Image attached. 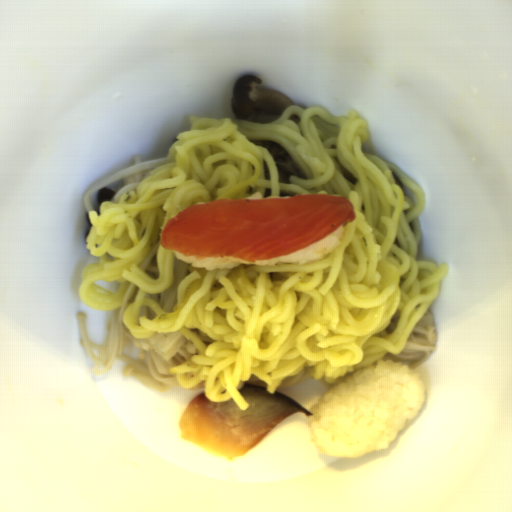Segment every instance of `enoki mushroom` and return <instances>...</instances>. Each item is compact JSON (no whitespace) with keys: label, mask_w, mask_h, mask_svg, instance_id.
Masks as SVG:
<instances>
[{"label":"enoki mushroom","mask_w":512,"mask_h":512,"mask_svg":"<svg viewBox=\"0 0 512 512\" xmlns=\"http://www.w3.org/2000/svg\"><path fill=\"white\" fill-rule=\"evenodd\" d=\"M310 376L311 375H310V373L308 372L307 369L306 370H302L298 374H293V375L287 376L285 378V380L282 382V384L279 387H277V388L297 385L299 383H302V382L308 380Z\"/></svg>","instance_id":"obj_6"},{"label":"enoki mushroom","mask_w":512,"mask_h":512,"mask_svg":"<svg viewBox=\"0 0 512 512\" xmlns=\"http://www.w3.org/2000/svg\"><path fill=\"white\" fill-rule=\"evenodd\" d=\"M189 265L190 263L176 257L174 259L173 278L169 286L158 294L146 293L147 299H152L164 313L173 311L178 298L177 288L187 275Z\"/></svg>","instance_id":"obj_4"},{"label":"enoki mushroom","mask_w":512,"mask_h":512,"mask_svg":"<svg viewBox=\"0 0 512 512\" xmlns=\"http://www.w3.org/2000/svg\"><path fill=\"white\" fill-rule=\"evenodd\" d=\"M437 343L435 320L429 310L414 326L411 334L398 353H387L382 360L402 362L409 368L419 367L433 353Z\"/></svg>","instance_id":"obj_2"},{"label":"enoki mushroom","mask_w":512,"mask_h":512,"mask_svg":"<svg viewBox=\"0 0 512 512\" xmlns=\"http://www.w3.org/2000/svg\"><path fill=\"white\" fill-rule=\"evenodd\" d=\"M170 156H164L160 158H155L151 160L142 161L139 155H136L134 160V167L127 168L124 170H120L112 176L106 178L95 187L90 189L86 195L83 197V204L85 211L89 213V211H94L93 203L91 196L99 189L104 186L111 184L116 180H123L124 186L121 187L115 194H113V202H118L127 192L137 191L139 185L142 181L156 168L162 166L163 164L169 162Z\"/></svg>","instance_id":"obj_3"},{"label":"enoki mushroom","mask_w":512,"mask_h":512,"mask_svg":"<svg viewBox=\"0 0 512 512\" xmlns=\"http://www.w3.org/2000/svg\"><path fill=\"white\" fill-rule=\"evenodd\" d=\"M161 246L160 240L154 244L146 256L142 259V261L138 264V269L147 275L148 277L158 279L159 271H158V262H157V254L158 250Z\"/></svg>","instance_id":"obj_5"},{"label":"enoki mushroom","mask_w":512,"mask_h":512,"mask_svg":"<svg viewBox=\"0 0 512 512\" xmlns=\"http://www.w3.org/2000/svg\"><path fill=\"white\" fill-rule=\"evenodd\" d=\"M138 291V286L131 283L123 297L122 306L110 310L104 322L106 334L102 344L91 342L86 313L80 309L76 313L79 345L93 360L92 372L106 374L119 361L126 364L124 373L127 377L158 392H167L172 388L190 392L205 387V382L200 381L193 388L186 389L171 374V368L199 353L181 332H155L147 339H137L126 327L123 316Z\"/></svg>","instance_id":"obj_1"}]
</instances>
